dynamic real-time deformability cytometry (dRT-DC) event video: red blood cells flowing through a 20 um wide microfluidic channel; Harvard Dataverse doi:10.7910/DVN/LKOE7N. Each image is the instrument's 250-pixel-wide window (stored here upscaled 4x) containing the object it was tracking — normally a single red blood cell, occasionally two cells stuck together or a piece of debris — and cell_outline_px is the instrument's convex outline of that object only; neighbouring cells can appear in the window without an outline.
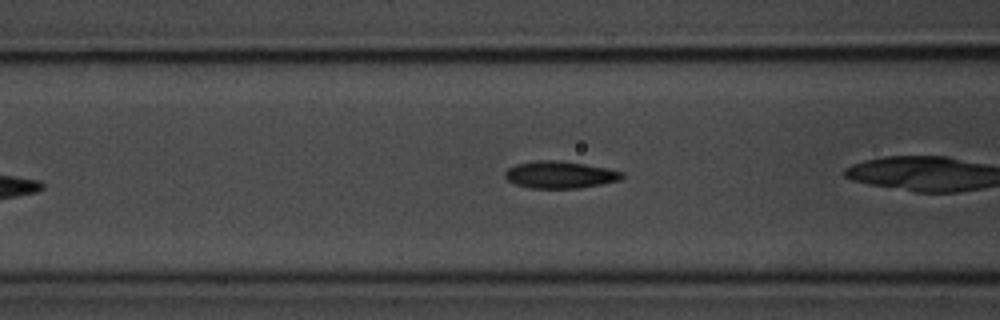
{"species": "common noctule bat (a hibernating species)", "species_latin": "Nyctalus noctula", "temperature_condition": "room temperature", "stored_images_in_passage": 17, "camera_frame_rate_fps": 3000, "um_per_image_px": 0.085, "animal": {"sex": "male", "body_mass_g": 20.1, "forearm_length_mm": 53.5}, "frame": {"image": 1, "passage_image": 6, "time_ms": 1.667, "image_size_px": [1000, 320], "cell_outline_px": [[624, 176], [620, 180], [580, 188], [528, 188], [516, 184], [508, 180], [504, 176], [504, 172], [508, 168], [516, 164], [536, 160], [552, 160], [584, 164], [624, 172]], "centroid_in_image_um": [47.56, 14.85], "position_along_channel_um": 119.0, "area_um2": 18.32}}